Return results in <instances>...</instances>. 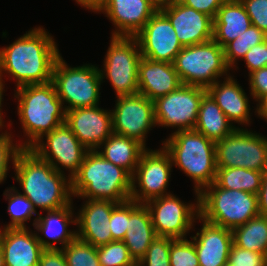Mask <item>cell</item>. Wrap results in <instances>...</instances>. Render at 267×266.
Returning a JSON list of instances; mask_svg holds the SVG:
<instances>
[{
    "label": "cell",
    "instance_id": "6da1fadb",
    "mask_svg": "<svg viewBox=\"0 0 267 266\" xmlns=\"http://www.w3.org/2000/svg\"><path fill=\"white\" fill-rule=\"evenodd\" d=\"M58 44L45 28L35 27L9 46L0 48V82L6 73L16 87L52 81L56 60L61 55Z\"/></svg>",
    "mask_w": 267,
    "mask_h": 266
},
{
    "label": "cell",
    "instance_id": "7a4b0ae2",
    "mask_svg": "<svg viewBox=\"0 0 267 266\" xmlns=\"http://www.w3.org/2000/svg\"><path fill=\"white\" fill-rule=\"evenodd\" d=\"M13 168V179L19 183L22 194L32 202L35 210H57L73 201L69 176L57 172L30 148H23L17 154Z\"/></svg>",
    "mask_w": 267,
    "mask_h": 266
},
{
    "label": "cell",
    "instance_id": "3957f363",
    "mask_svg": "<svg viewBox=\"0 0 267 266\" xmlns=\"http://www.w3.org/2000/svg\"><path fill=\"white\" fill-rule=\"evenodd\" d=\"M17 115L26 141L19 145L31 148L46 133L65 122L66 111L52 81L16 88ZM24 142V143H23Z\"/></svg>",
    "mask_w": 267,
    "mask_h": 266
},
{
    "label": "cell",
    "instance_id": "277c9868",
    "mask_svg": "<svg viewBox=\"0 0 267 266\" xmlns=\"http://www.w3.org/2000/svg\"><path fill=\"white\" fill-rule=\"evenodd\" d=\"M131 189L132 175L96 150L87 152L79 171L71 178L72 197L80 199L121 203L130 199Z\"/></svg>",
    "mask_w": 267,
    "mask_h": 266
},
{
    "label": "cell",
    "instance_id": "5b68a950",
    "mask_svg": "<svg viewBox=\"0 0 267 266\" xmlns=\"http://www.w3.org/2000/svg\"><path fill=\"white\" fill-rule=\"evenodd\" d=\"M162 145L171 157L172 166L178 167L193 180L195 191L200 193L215 181V142L192 129L174 131Z\"/></svg>",
    "mask_w": 267,
    "mask_h": 266
},
{
    "label": "cell",
    "instance_id": "8992f818",
    "mask_svg": "<svg viewBox=\"0 0 267 266\" xmlns=\"http://www.w3.org/2000/svg\"><path fill=\"white\" fill-rule=\"evenodd\" d=\"M200 217L233 230L260 215L258 196L218 187L214 182L199 193Z\"/></svg>",
    "mask_w": 267,
    "mask_h": 266
},
{
    "label": "cell",
    "instance_id": "52a82bcc",
    "mask_svg": "<svg viewBox=\"0 0 267 266\" xmlns=\"http://www.w3.org/2000/svg\"><path fill=\"white\" fill-rule=\"evenodd\" d=\"M52 82L65 111L99 105L103 81L96 65L72 67L60 55L54 65Z\"/></svg>",
    "mask_w": 267,
    "mask_h": 266
},
{
    "label": "cell",
    "instance_id": "ba28073f",
    "mask_svg": "<svg viewBox=\"0 0 267 266\" xmlns=\"http://www.w3.org/2000/svg\"><path fill=\"white\" fill-rule=\"evenodd\" d=\"M173 66L182 84L206 89L220 77H228L231 70L226 64L223 47L214 40L183 47Z\"/></svg>",
    "mask_w": 267,
    "mask_h": 266
},
{
    "label": "cell",
    "instance_id": "9c48e42d",
    "mask_svg": "<svg viewBox=\"0 0 267 266\" xmlns=\"http://www.w3.org/2000/svg\"><path fill=\"white\" fill-rule=\"evenodd\" d=\"M103 69L99 68L102 81L111 83L116 97L138 93V66L142 58L139 44L134 37H110Z\"/></svg>",
    "mask_w": 267,
    "mask_h": 266
},
{
    "label": "cell",
    "instance_id": "30bf717a",
    "mask_svg": "<svg viewBox=\"0 0 267 266\" xmlns=\"http://www.w3.org/2000/svg\"><path fill=\"white\" fill-rule=\"evenodd\" d=\"M215 145L217 168L267 169V137L260 133L236 127Z\"/></svg>",
    "mask_w": 267,
    "mask_h": 266
},
{
    "label": "cell",
    "instance_id": "8fae6325",
    "mask_svg": "<svg viewBox=\"0 0 267 266\" xmlns=\"http://www.w3.org/2000/svg\"><path fill=\"white\" fill-rule=\"evenodd\" d=\"M195 203L186 204L176 195L168 194L145 203L150 211L156 236L185 239L193 231L194 223L200 216L199 193L194 191Z\"/></svg>",
    "mask_w": 267,
    "mask_h": 266
},
{
    "label": "cell",
    "instance_id": "7c38bea8",
    "mask_svg": "<svg viewBox=\"0 0 267 266\" xmlns=\"http://www.w3.org/2000/svg\"><path fill=\"white\" fill-rule=\"evenodd\" d=\"M171 172V157L163 146L155 150L146 148L132 175L130 199L145 204L151 199L171 194L167 192Z\"/></svg>",
    "mask_w": 267,
    "mask_h": 266
},
{
    "label": "cell",
    "instance_id": "4fadbf2b",
    "mask_svg": "<svg viewBox=\"0 0 267 266\" xmlns=\"http://www.w3.org/2000/svg\"><path fill=\"white\" fill-rule=\"evenodd\" d=\"M206 92V88L182 84L153 101L156 126L177 127L175 131L194 129L200 102Z\"/></svg>",
    "mask_w": 267,
    "mask_h": 266
},
{
    "label": "cell",
    "instance_id": "5bb4252c",
    "mask_svg": "<svg viewBox=\"0 0 267 266\" xmlns=\"http://www.w3.org/2000/svg\"><path fill=\"white\" fill-rule=\"evenodd\" d=\"M44 139L46 141H43ZM30 149L41 159L47 161L57 172L66 174L64 170L68 169L67 175L70 179L79 171L89 151L79 142L65 122L46 133Z\"/></svg>",
    "mask_w": 267,
    "mask_h": 266
},
{
    "label": "cell",
    "instance_id": "9a60e30c",
    "mask_svg": "<svg viewBox=\"0 0 267 266\" xmlns=\"http://www.w3.org/2000/svg\"><path fill=\"white\" fill-rule=\"evenodd\" d=\"M116 98L111 110L112 132L137 140L147 148L146 134L156 126L153 101L140 93Z\"/></svg>",
    "mask_w": 267,
    "mask_h": 266
},
{
    "label": "cell",
    "instance_id": "2e32d148",
    "mask_svg": "<svg viewBox=\"0 0 267 266\" xmlns=\"http://www.w3.org/2000/svg\"><path fill=\"white\" fill-rule=\"evenodd\" d=\"M141 55L154 61L173 63L183 46L167 16L158 9L134 36Z\"/></svg>",
    "mask_w": 267,
    "mask_h": 266
},
{
    "label": "cell",
    "instance_id": "e0dca14e",
    "mask_svg": "<svg viewBox=\"0 0 267 266\" xmlns=\"http://www.w3.org/2000/svg\"><path fill=\"white\" fill-rule=\"evenodd\" d=\"M159 9L171 22L176 36L183 47L202 44L213 40V19L197 10L172 0Z\"/></svg>",
    "mask_w": 267,
    "mask_h": 266
},
{
    "label": "cell",
    "instance_id": "ac0fdd59",
    "mask_svg": "<svg viewBox=\"0 0 267 266\" xmlns=\"http://www.w3.org/2000/svg\"><path fill=\"white\" fill-rule=\"evenodd\" d=\"M65 123L88 150H97L113 133L112 112L99 105L66 111Z\"/></svg>",
    "mask_w": 267,
    "mask_h": 266
},
{
    "label": "cell",
    "instance_id": "d6986e66",
    "mask_svg": "<svg viewBox=\"0 0 267 266\" xmlns=\"http://www.w3.org/2000/svg\"><path fill=\"white\" fill-rule=\"evenodd\" d=\"M158 9L151 0H107L99 13L114 25L112 37H134Z\"/></svg>",
    "mask_w": 267,
    "mask_h": 266
},
{
    "label": "cell",
    "instance_id": "ffe728a7",
    "mask_svg": "<svg viewBox=\"0 0 267 266\" xmlns=\"http://www.w3.org/2000/svg\"><path fill=\"white\" fill-rule=\"evenodd\" d=\"M117 204L110 200L84 199L76 213L77 238L95 247L113 242L110 217Z\"/></svg>",
    "mask_w": 267,
    "mask_h": 266
},
{
    "label": "cell",
    "instance_id": "44dd1931",
    "mask_svg": "<svg viewBox=\"0 0 267 266\" xmlns=\"http://www.w3.org/2000/svg\"><path fill=\"white\" fill-rule=\"evenodd\" d=\"M197 220L202 227L190 238L194 242L199 266H224L229 261L233 244L232 230L209 223L200 216Z\"/></svg>",
    "mask_w": 267,
    "mask_h": 266
},
{
    "label": "cell",
    "instance_id": "7402d4cb",
    "mask_svg": "<svg viewBox=\"0 0 267 266\" xmlns=\"http://www.w3.org/2000/svg\"><path fill=\"white\" fill-rule=\"evenodd\" d=\"M74 209L72 201L68 206L57 210L47 211L45 216H42L38 212V216H35L32 225L37 230L35 231L37 239L44 249H63L77 237L76 229L71 231V229L69 230L68 228L70 223L76 225ZM39 232L42 235H39ZM42 236H45L48 240L50 239L52 241H48ZM57 242L62 246H57Z\"/></svg>",
    "mask_w": 267,
    "mask_h": 266
},
{
    "label": "cell",
    "instance_id": "603a6c76",
    "mask_svg": "<svg viewBox=\"0 0 267 266\" xmlns=\"http://www.w3.org/2000/svg\"><path fill=\"white\" fill-rule=\"evenodd\" d=\"M182 85L173 63L142 57L138 66V93L155 101Z\"/></svg>",
    "mask_w": 267,
    "mask_h": 266
},
{
    "label": "cell",
    "instance_id": "cb8c5ba5",
    "mask_svg": "<svg viewBox=\"0 0 267 266\" xmlns=\"http://www.w3.org/2000/svg\"><path fill=\"white\" fill-rule=\"evenodd\" d=\"M0 246L5 266H38L44 250L29 227L5 228Z\"/></svg>",
    "mask_w": 267,
    "mask_h": 266
},
{
    "label": "cell",
    "instance_id": "d4e9b609",
    "mask_svg": "<svg viewBox=\"0 0 267 266\" xmlns=\"http://www.w3.org/2000/svg\"><path fill=\"white\" fill-rule=\"evenodd\" d=\"M233 77L235 76L230 74L223 78V82L218 80L207 88V92L232 124L238 123L248 127L252 122L249 97Z\"/></svg>",
    "mask_w": 267,
    "mask_h": 266
},
{
    "label": "cell",
    "instance_id": "484cf974",
    "mask_svg": "<svg viewBox=\"0 0 267 266\" xmlns=\"http://www.w3.org/2000/svg\"><path fill=\"white\" fill-rule=\"evenodd\" d=\"M127 228L123 242L130 256L138 263L156 237L150 211L145 204L129 199V226Z\"/></svg>",
    "mask_w": 267,
    "mask_h": 266
},
{
    "label": "cell",
    "instance_id": "4316f807",
    "mask_svg": "<svg viewBox=\"0 0 267 266\" xmlns=\"http://www.w3.org/2000/svg\"><path fill=\"white\" fill-rule=\"evenodd\" d=\"M252 25L240 0H227L213 19V40L221 47L235 40Z\"/></svg>",
    "mask_w": 267,
    "mask_h": 266
},
{
    "label": "cell",
    "instance_id": "83f0119b",
    "mask_svg": "<svg viewBox=\"0 0 267 266\" xmlns=\"http://www.w3.org/2000/svg\"><path fill=\"white\" fill-rule=\"evenodd\" d=\"M145 149L137 140L112 133L96 151L107 161L122 167L133 175L140 156Z\"/></svg>",
    "mask_w": 267,
    "mask_h": 266
},
{
    "label": "cell",
    "instance_id": "f1b7e54d",
    "mask_svg": "<svg viewBox=\"0 0 267 266\" xmlns=\"http://www.w3.org/2000/svg\"><path fill=\"white\" fill-rule=\"evenodd\" d=\"M235 128L236 126L228 120L215 100L206 92L200 102L194 129L216 143L227 137Z\"/></svg>",
    "mask_w": 267,
    "mask_h": 266
},
{
    "label": "cell",
    "instance_id": "f546056e",
    "mask_svg": "<svg viewBox=\"0 0 267 266\" xmlns=\"http://www.w3.org/2000/svg\"><path fill=\"white\" fill-rule=\"evenodd\" d=\"M232 233L236 246L267 255V216L258 215L235 227Z\"/></svg>",
    "mask_w": 267,
    "mask_h": 266
},
{
    "label": "cell",
    "instance_id": "4dcf8cb0",
    "mask_svg": "<svg viewBox=\"0 0 267 266\" xmlns=\"http://www.w3.org/2000/svg\"><path fill=\"white\" fill-rule=\"evenodd\" d=\"M263 179V172L242 167L217 168L214 183L224 189L245 191L257 195Z\"/></svg>",
    "mask_w": 267,
    "mask_h": 266
},
{
    "label": "cell",
    "instance_id": "1f68e13d",
    "mask_svg": "<svg viewBox=\"0 0 267 266\" xmlns=\"http://www.w3.org/2000/svg\"><path fill=\"white\" fill-rule=\"evenodd\" d=\"M267 39V34L251 25L243 34L230 41L224 47V57L230 69H239L237 60H242L246 53L253 47Z\"/></svg>",
    "mask_w": 267,
    "mask_h": 266
},
{
    "label": "cell",
    "instance_id": "d6a6232c",
    "mask_svg": "<svg viewBox=\"0 0 267 266\" xmlns=\"http://www.w3.org/2000/svg\"><path fill=\"white\" fill-rule=\"evenodd\" d=\"M5 200L8 201L7 212L11 221L3 225L5 228H25V222L30 221L37 214L32 202L24 196L15 186L4 191Z\"/></svg>",
    "mask_w": 267,
    "mask_h": 266
},
{
    "label": "cell",
    "instance_id": "836d02e7",
    "mask_svg": "<svg viewBox=\"0 0 267 266\" xmlns=\"http://www.w3.org/2000/svg\"><path fill=\"white\" fill-rule=\"evenodd\" d=\"M62 252L68 266H101L97 255V247L77 237L67 244Z\"/></svg>",
    "mask_w": 267,
    "mask_h": 266
},
{
    "label": "cell",
    "instance_id": "e575fe53",
    "mask_svg": "<svg viewBox=\"0 0 267 266\" xmlns=\"http://www.w3.org/2000/svg\"><path fill=\"white\" fill-rule=\"evenodd\" d=\"M101 266H137L123 241H113L97 247Z\"/></svg>",
    "mask_w": 267,
    "mask_h": 266
},
{
    "label": "cell",
    "instance_id": "d590c367",
    "mask_svg": "<svg viewBox=\"0 0 267 266\" xmlns=\"http://www.w3.org/2000/svg\"><path fill=\"white\" fill-rule=\"evenodd\" d=\"M174 240L171 237L156 236L137 266H170V246Z\"/></svg>",
    "mask_w": 267,
    "mask_h": 266
},
{
    "label": "cell",
    "instance_id": "8d00e7d4",
    "mask_svg": "<svg viewBox=\"0 0 267 266\" xmlns=\"http://www.w3.org/2000/svg\"><path fill=\"white\" fill-rule=\"evenodd\" d=\"M170 266H199L194 242L191 239H175L170 246Z\"/></svg>",
    "mask_w": 267,
    "mask_h": 266
},
{
    "label": "cell",
    "instance_id": "74e56055",
    "mask_svg": "<svg viewBox=\"0 0 267 266\" xmlns=\"http://www.w3.org/2000/svg\"><path fill=\"white\" fill-rule=\"evenodd\" d=\"M3 127L5 126L0 127V131ZM12 136L7 130L0 134V184L6 180L9 163L14 165L17 154L23 149L19 143L13 142L15 139Z\"/></svg>",
    "mask_w": 267,
    "mask_h": 266
},
{
    "label": "cell",
    "instance_id": "f35d334b",
    "mask_svg": "<svg viewBox=\"0 0 267 266\" xmlns=\"http://www.w3.org/2000/svg\"><path fill=\"white\" fill-rule=\"evenodd\" d=\"M129 226V200L118 203L111 212L110 231L114 241H123Z\"/></svg>",
    "mask_w": 267,
    "mask_h": 266
},
{
    "label": "cell",
    "instance_id": "ab89813d",
    "mask_svg": "<svg viewBox=\"0 0 267 266\" xmlns=\"http://www.w3.org/2000/svg\"><path fill=\"white\" fill-rule=\"evenodd\" d=\"M229 262L236 266H267L265 254L242 249L234 243L230 250Z\"/></svg>",
    "mask_w": 267,
    "mask_h": 266
},
{
    "label": "cell",
    "instance_id": "60d3db41",
    "mask_svg": "<svg viewBox=\"0 0 267 266\" xmlns=\"http://www.w3.org/2000/svg\"><path fill=\"white\" fill-rule=\"evenodd\" d=\"M253 26L267 34V0H240Z\"/></svg>",
    "mask_w": 267,
    "mask_h": 266
},
{
    "label": "cell",
    "instance_id": "b9f144b4",
    "mask_svg": "<svg viewBox=\"0 0 267 266\" xmlns=\"http://www.w3.org/2000/svg\"><path fill=\"white\" fill-rule=\"evenodd\" d=\"M245 61L248 73L267 67V39L253 46L242 59Z\"/></svg>",
    "mask_w": 267,
    "mask_h": 266
},
{
    "label": "cell",
    "instance_id": "7bdbcfd3",
    "mask_svg": "<svg viewBox=\"0 0 267 266\" xmlns=\"http://www.w3.org/2000/svg\"><path fill=\"white\" fill-rule=\"evenodd\" d=\"M248 77L249 94L258 103L267 96V67L253 71Z\"/></svg>",
    "mask_w": 267,
    "mask_h": 266
},
{
    "label": "cell",
    "instance_id": "ee69618b",
    "mask_svg": "<svg viewBox=\"0 0 267 266\" xmlns=\"http://www.w3.org/2000/svg\"><path fill=\"white\" fill-rule=\"evenodd\" d=\"M178 1L214 19L216 17L218 9L227 0H178Z\"/></svg>",
    "mask_w": 267,
    "mask_h": 266
},
{
    "label": "cell",
    "instance_id": "f6af8a7d",
    "mask_svg": "<svg viewBox=\"0 0 267 266\" xmlns=\"http://www.w3.org/2000/svg\"><path fill=\"white\" fill-rule=\"evenodd\" d=\"M38 266H68L62 249H44Z\"/></svg>",
    "mask_w": 267,
    "mask_h": 266
},
{
    "label": "cell",
    "instance_id": "bcb514c9",
    "mask_svg": "<svg viewBox=\"0 0 267 266\" xmlns=\"http://www.w3.org/2000/svg\"><path fill=\"white\" fill-rule=\"evenodd\" d=\"M257 196L259 213L262 216H267V169L263 173L262 185Z\"/></svg>",
    "mask_w": 267,
    "mask_h": 266
},
{
    "label": "cell",
    "instance_id": "7dc6e473",
    "mask_svg": "<svg viewBox=\"0 0 267 266\" xmlns=\"http://www.w3.org/2000/svg\"><path fill=\"white\" fill-rule=\"evenodd\" d=\"M77 4L86 8L87 10L99 13L105 6L107 0H75Z\"/></svg>",
    "mask_w": 267,
    "mask_h": 266
},
{
    "label": "cell",
    "instance_id": "c3c4849f",
    "mask_svg": "<svg viewBox=\"0 0 267 266\" xmlns=\"http://www.w3.org/2000/svg\"><path fill=\"white\" fill-rule=\"evenodd\" d=\"M255 113H257L258 117L267 122V96H265L257 103Z\"/></svg>",
    "mask_w": 267,
    "mask_h": 266
},
{
    "label": "cell",
    "instance_id": "681fc988",
    "mask_svg": "<svg viewBox=\"0 0 267 266\" xmlns=\"http://www.w3.org/2000/svg\"><path fill=\"white\" fill-rule=\"evenodd\" d=\"M5 90H4V86L2 85V83L0 82V127H2V126H6L5 124H4V119H3V112H2V102H3V92H4Z\"/></svg>",
    "mask_w": 267,
    "mask_h": 266
},
{
    "label": "cell",
    "instance_id": "f907efd6",
    "mask_svg": "<svg viewBox=\"0 0 267 266\" xmlns=\"http://www.w3.org/2000/svg\"><path fill=\"white\" fill-rule=\"evenodd\" d=\"M151 1L155 3L158 7H160L170 3L172 0H151Z\"/></svg>",
    "mask_w": 267,
    "mask_h": 266
},
{
    "label": "cell",
    "instance_id": "816d5d0a",
    "mask_svg": "<svg viewBox=\"0 0 267 266\" xmlns=\"http://www.w3.org/2000/svg\"><path fill=\"white\" fill-rule=\"evenodd\" d=\"M0 266H5L3 251L0 246Z\"/></svg>",
    "mask_w": 267,
    "mask_h": 266
},
{
    "label": "cell",
    "instance_id": "f5cc1de1",
    "mask_svg": "<svg viewBox=\"0 0 267 266\" xmlns=\"http://www.w3.org/2000/svg\"><path fill=\"white\" fill-rule=\"evenodd\" d=\"M4 230H5V227H2L0 226V242H1V239H2V236H3V233H4Z\"/></svg>",
    "mask_w": 267,
    "mask_h": 266
},
{
    "label": "cell",
    "instance_id": "db71d44e",
    "mask_svg": "<svg viewBox=\"0 0 267 266\" xmlns=\"http://www.w3.org/2000/svg\"><path fill=\"white\" fill-rule=\"evenodd\" d=\"M224 266H236V265H232V264L228 261Z\"/></svg>",
    "mask_w": 267,
    "mask_h": 266
}]
</instances>
